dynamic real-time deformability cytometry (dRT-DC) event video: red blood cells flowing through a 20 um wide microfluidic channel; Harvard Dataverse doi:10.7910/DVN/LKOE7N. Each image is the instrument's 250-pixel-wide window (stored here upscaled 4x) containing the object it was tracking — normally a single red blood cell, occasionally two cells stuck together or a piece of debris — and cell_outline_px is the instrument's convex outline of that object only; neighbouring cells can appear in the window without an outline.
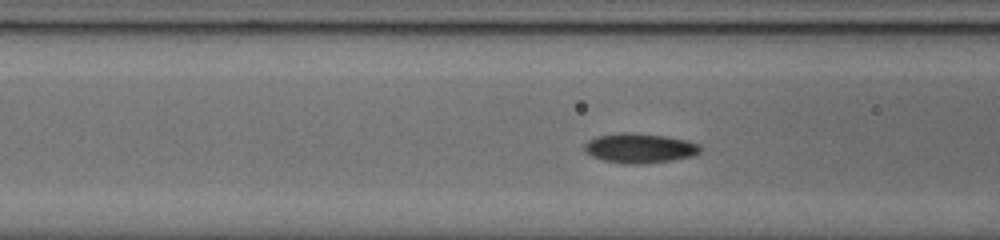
{"species": "common noctule bat (a hibernating species)", "species_latin": "Nyctalus noctula", "temperature_condition": "cold", "stored_images_in_passage": 43, "camera_frame_rate_fps": 3000, "um_per_image_px": 0.085, "animal": {"sex": "male", "body_mass_g": 20.0, "forearm_length_mm": 53.3}, "frame": {"image": 1, "passage_image": 8, "time_ms": 2.333, "image_size_px": [1000, 240], "cell_outline_px": [[700, 152], [692, 156], [672, 160], [644, 164], [624, 164], [604, 160], [592, 156], [584, 148], [584, 144], [588, 140], [596, 136], [624, 132], [632, 132], [664, 136], [684, 140], [700, 144]], "centroid_in_image_um": [54.36, 12.59], "position_along_channel_um": 112.2, "area_um2": 19.94}}
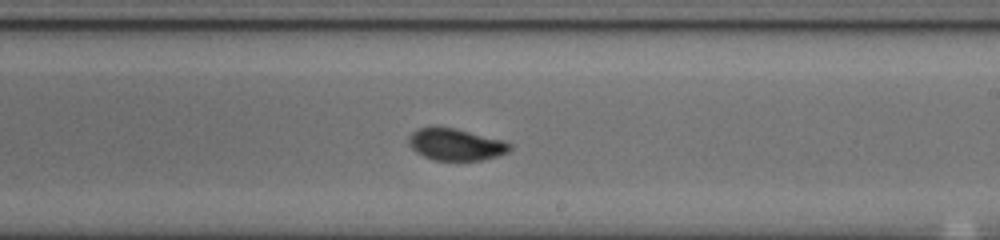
{"frame": {"image": 2, "passage_image": 19, "time_ms": 6.0, "image_size_px": [1000, 240], "cell_outline_px": [[512, 148], [508, 152], [496, 156], [480, 160], [432, 160], [416, 152], [408, 144], [408, 136], [416, 128], [456, 128], [504, 140], [512, 144]], "centroid_in_image_um": [38.75, 12.28], "position_along_channel_um": 250.3, "area_um2": 18.73}}
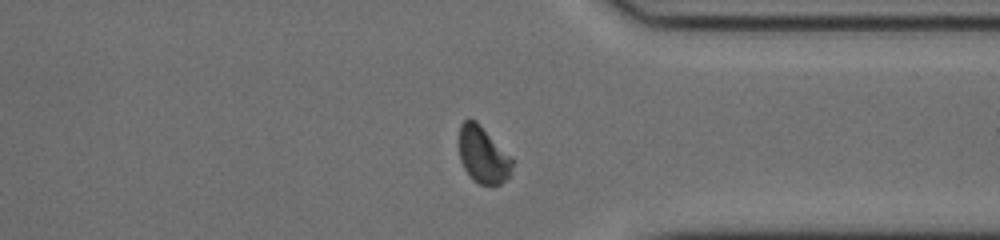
{"frame": {"image": 3, "passage_image": 29, "time_ms": 9.333, "image_size_px": [1000, 240], "cell_outline_px": [[516, 160], [512, 172], [500, 184], [480, 184], [472, 180], [468, 176], [460, 160], [456, 144], [460, 124], [468, 116], [476, 120]], "centroid_in_image_um": [41.03, 13.12], "position_along_channel_um": 370.4, "area_um2": 18.5}, "authors_computed_cell_mechanics": {"area_um2": 18.6694, "velocity_mm_per_s": 3.7754, "shape_relaxation_time_tau1_ms": 3.4283, "shape_relaxation_time_tau2_ms": 1.0172, "deformation_change_tau1": 0.1278, "deformation_change_tau2": 0.0518}}